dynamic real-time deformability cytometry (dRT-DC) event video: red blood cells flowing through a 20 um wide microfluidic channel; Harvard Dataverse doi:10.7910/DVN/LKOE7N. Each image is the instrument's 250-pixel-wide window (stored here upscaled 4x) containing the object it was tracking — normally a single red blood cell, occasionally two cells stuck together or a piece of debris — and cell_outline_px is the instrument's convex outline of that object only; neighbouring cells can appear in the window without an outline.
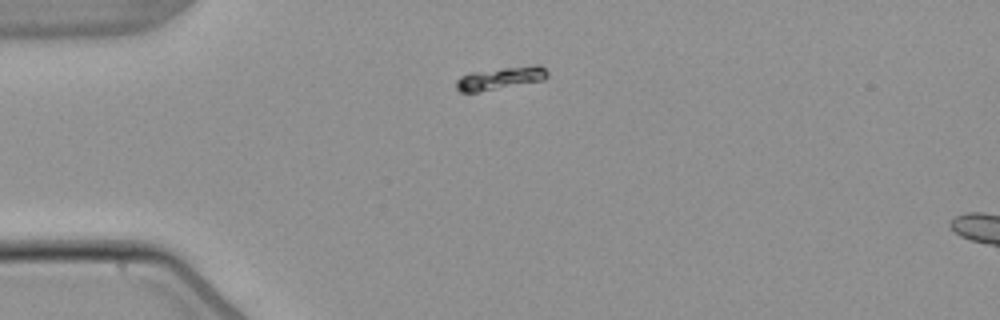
{"species": "common noctule bat (a hibernating species)", "species_latin": "Nyctalus noctula", "temperature_condition": "warm", "stored_images_in_passage": 1, "camera_frame_rate_fps": 3000, "um_per_image_px": 0.085, "animal": {"sex": "male", "body_mass_g": 21.5, "forearm_length_mm": 52.0}, "frame": {"image": 1, "passage_image": 1, "time_ms": 0.0, "image_size_px": [1000, 320], "cell_outline_px": [[548, 76], [544, 80], [476, 92], [460, 92], [456, 88], [456, 80], [460, 76], [472, 72], [536, 64], [540, 64], [548, 72]], "centroid_in_image_um": [42.55, 6.64], "position_along_channel_um": 42.5, "area_um2": 11.85}}